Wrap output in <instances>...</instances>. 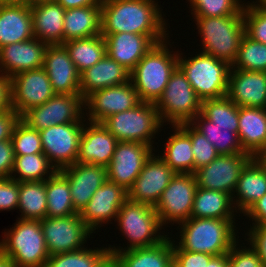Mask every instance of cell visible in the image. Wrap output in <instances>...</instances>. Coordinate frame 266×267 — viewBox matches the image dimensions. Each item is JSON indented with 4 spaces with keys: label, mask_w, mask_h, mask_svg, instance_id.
<instances>
[{
    "label": "cell",
    "mask_w": 266,
    "mask_h": 267,
    "mask_svg": "<svg viewBox=\"0 0 266 267\" xmlns=\"http://www.w3.org/2000/svg\"><path fill=\"white\" fill-rule=\"evenodd\" d=\"M237 242L232 246L228 252V267H264L262 260L257 252L250 247L238 245ZM239 246V247H238Z\"/></svg>",
    "instance_id": "7dc6e473"
},
{
    "label": "cell",
    "mask_w": 266,
    "mask_h": 267,
    "mask_svg": "<svg viewBox=\"0 0 266 267\" xmlns=\"http://www.w3.org/2000/svg\"><path fill=\"white\" fill-rule=\"evenodd\" d=\"M140 102L136 89L131 81H128L91 93L84 100V108L87 121L102 123L109 116L132 109Z\"/></svg>",
    "instance_id": "e0dca14e"
},
{
    "label": "cell",
    "mask_w": 266,
    "mask_h": 267,
    "mask_svg": "<svg viewBox=\"0 0 266 267\" xmlns=\"http://www.w3.org/2000/svg\"><path fill=\"white\" fill-rule=\"evenodd\" d=\"M111 258L109 249L83 248L78 251L49 256L45 267H103Z\"/></svg>",
    "instance_id": "ab89813d"
},
{
    "label": "cell",
    "mask_w": 266,
    "mask_h": 267,
    "mask_svg": "<svg viewBox=\"0 0 266 267\" xmlns=\"http://www.w3.org/2000/svg\"><path fill=\"white\" fill-rule=\"evenodd\" d=\"M155 147L141 142H118L111 162L106 166L108 181L127 191L142 171ZM153 150V151H152Z\"/></svg>",
    "instance_id": "2e32d148"
},
{
    "label": "cell",
    "mask_w": 266,
    "mask_h": 267,
    "mask_svg": "<svg viewBox=\"0 0 266 267\" xmlns=\"http://www.w3.org/2000/svg\"><path fill=\"white\" fill-rule=\"evenodd\" d=\"M194 17L243 15L242 0H188ZM242 3V4H241Z\"/></svg>",
    "instance_id": "7bdbcfd3"
},
{
    "label": "cell",
    "mask_w": 266,
    "mask_h": 267,
    "mask_svg": "<svg viewBox=\"0 0 266 267\" xmlns=\"http://www.w3.org/2000/svg\"><path fill=\"white\" fill-rule=\"evenodd\" d=\"M244 216L252 220V225H266V194L258 199L245 213Z\"/></svg>",
    "instance_id": "db71d44e"
},
{
    "label": "cell",
    "mask_w": 266,
    "mask_h": 267,
    "mask_svg": "<svg viewBox=\"0 0 266 267\" xmlns=\"http://www.w3.org/2000/svg\"><path fill=\"white\" fill-rule=\"evenodd\" d=\"M198 34L202 37V53L211 55L232 66L245 35L243 15L195 17Z\"/></svg>",
    "instance_id": "277c9868"
},
{
    "label": "cell",
    "mask_w": 266,
    "mask_h": 267,
    "mask_svg": "<svg viewBox=\"0 0 266 267\" xmlns=\"http://www.w3.org/2000/svg\"><path fill=\"white\" fill-rule=\"evenodd\" d=\"M0 267H16L12 260L0 252Z\"/></svg>",
    "instance_id": "680465c9"
},
{
    "label": "cell",
    "mask_w": 266,
    "mask_h": 267,
    "mask_svg": "<svg viewBox=\"0 0 266 267\" xmlns=\"http://www.w3.org/2000/svg\"><path fill=\"white\" fill-rule=\"evenodd\" d=\"M255 2V4H262V5H266V0H257V1H252V3H254Z\"/></svg>",
    "instance_id": "e7e4bbea"
},
{
    "label": "cell",
    "mask_w": 266,
    "mask_h": 267,
    "mask_svg": "<svg viewBox=\"0 0 266 267\" xmlns=\"http://www.w3.org/2000/svg\"><path fill=\"white\" fill-rule=\"evenodd\" d=\"M19 204V182L13 178H0V211L16 209Z\"/></svg>",
    "instance_id": "c3c4849f"
},
{
    "label": "cell",
    "mask_w": 266,
    "mask_h": 267,
    "mask_svg": "<svg viewBox=\"0 0 266 267\" xmlns=\"http://www.w3.org/2000/svg\"><path fill=\"white\" fill-rule=\"evenodd\" d=\"M227 97L238 107L266 108V72L231 69Z\"/></svg>",
    "instance_id": "7402d4cb"
},
{
    "label": "cell",
    "mask_w": 266,
    "mask_h": 267,
    "mask_svg": "<svg viewBox=\"0 0 266 267\" xmlns=\"http://www.w3.org/2000/svg\"><path fill=\"white\" fill-rule=\"evenodd\" d=\"M101 35L121 32L149 36L156 44L166 40L167 26L155 0H102Z\"/></svg>",
    "instance_id": "6da1fadb"
},
{
    "label": "cell",
    "mask_w": 266,
    "mask_h": 267,
    "mask_svg": "<svg viewBox=\"0 0 266 267\" xmlns=\"http://www.w3.org/2000/svg\"><path fill=\"white\" fill-rule=\"evenodd\" d=\"M155 105L163 124L190 123L201 112V100L179 67L172 73Z\"/></svg>",
    "instance_id": "9c48e42d"
},
{
    "label": "cell",
    "mask_w": 266,
    "mask_h": 267,
    "mask_svg": "<svg viewBox=\"0 0 266 267\" xmlns=\"http://www.w3.org/2000/svg\"><path fill=\"white\" fill-rule=\"evenodd\" d=\"M130 81V72L107 54L80 73V93L85 100L91 93Z\"/></svg>",
    "instance_id": "484cf974"
},
{
    "label": "cell",
    "mask_w": 266,
    "mask_h": 267,
    "mask_svg": "<svg viewBox=\"0 0 266 267\" xmlns=\"http://www.w3.org/2000/svg\"><path fill=\"white\" fill-rule=\"evenodd\" d=\"M19 219L42 220L46 217L47 196L45 181L19 182Z\"/></svg>",
    "instance_id": "d590c367"
},
{
    "label": "cell",
    "mask_w": 266,
    "mask_h": 267,
    "mask_svg": "<svg viewBox=\"0 0 266 267\" xmlns=\"http://www.w3.org/2000/svg\"><path fill=\"white\" fill-rule=\"evenodd\" d=\"M190 138L192 151L194 154V172L209 163H211L220 154L203 134L197 131L190 123L178 125Z\"/></svg>",
    "instance_id": "f6af8a7d"
},
{
    "label": "cell",
    "mask_w": 266,
    "mask_h": 267,
    "mask_svg": "<svg viewBox=\"0 0 266 267\" xmlns=\"http://www.w3.org/2000/svg\"><path fill=\"white\" fill-rule=\"evenodd\" d=\"M65 9L81 8L92 5H101L102 0H55Z\"/></svg>",
    "instance_id": "9f6ffc18"
},
{
    "label": "cell",
    "mask_w": 266,
    "mask_h": 267,
    "mask_svg": "<svg viewBox=\"0 0 266 267\" xmlns=\"http://www.w3.org/2000/svg\"><path fill=\"white\" fill-rule=\"evenodd\" d=\"M56 171V168L49 162L44 153L15 155L10 177L18 182L45 181Z\"/></svg>",
    "instance_id": "f35d334b"
},
{
    "label": "cell",
    "mask_w": 266,
    "mask_h": 267,
    "mask_svg": "<svg viewBox=\"0 0 266 267\" xmlns=\"http://www.w3.org/2000/svg\"><path fill=\"white\" fill-rule=\"evenodd\" d=\"M232 196L228 193L197 187L191 217L235 219ZM234 212H236L234 214Z\"/></svg>",
    "instance_id": "d6a6232c"
},
{
    "label": "cell",
    "mask_w": 266,
    "mask_h": 267,
    "mask_svg": "<svg viewBox=\"0 0 266 267\" xmlns=\"http://www.w3.org/2000/svg\"><path fill=\"white\" fill-rule=\"evenodd\" d=\"M16 221L9 231H4L0 252L16 267H45L49 253L40 221L19 218Z\"/></svg>",
    "instance_id": "8992f818"
},
{
    "label": "cell",
    "mask_w": 266,
    "mask_h": 267,
    "mask_svg": "<svg viewBox=\"0 0 266 267\" xmlns=\"http://www.w3.org/2000/svg\"><path fill=\"white\" fill-rule=\"evenodd\" d=\"M127 199L128 191L124 187L107 180L94 192L80 216L94 232L102 224L115 221L119 209Z\"/></svg>",
    "instance_id": "d6986e66"
},
{
    "label": "cell",
    "mask_w": 266,
    "mask_h": 267,
    "mask_svg": "<svg viewBox=\"0 0 266 267\" xmlns=\"http://www.w3.org/2000/svg\"><path fill=\"white\" fill-rule=\"evenodd\" d=\"M109 57L131 72L145 54L156 44L149 36L128 32L102 35Z\"/></svg>",
    "instance_id": "d4e9b609"
},
{
    "label": "cell",
    "mask_w": 266,
    "mask_h": 267,
    "mask_svg": "<svg viewBox=\"0 0 266 267\" xmlns=\"http://www.w3.org/2000/svg\"><path fill=\"white\" fill-rule=\"evenodd\" d=\"M206 267H228V253L214 256Z\"/></svg>",
    "instance_id": "6f0895ef"
},
{
    "label": "cell",
    "mask_w": 266,
    "mask_h": 267,
    "mask_svg": "<svg viewBox=\"0 0 266 267\" xmlns=\"http://www.w3.org/2000/svg\"><path fill=\"white\" fill-rule=\"evenodd\" d=\"M235 219L190 217L179 223V244L173 240V249L202 252L212 256L227 254L237 242Z\"/></svg>",
    "instance_id": "7a4b0ae2"
},
{
    "label": "cell",
    "mask_w": 266,
    "mask_h": 267,
    "mask_svg": "<svg viewBox=\"0 0 266 267\" xmlns=\"http://www.w3.org/2000/svg\"><path fill=\"white\" fill-rule=\"evenodd\" d=\"M86 124H84L79 140L77 163H88L106 167L111 162L119 141L102 123L86 122Z\"/></svg>",
    "instance_id": "cb8c5ba5"
},
{
    "label": "cell",
    "mask_w": 266,
    "mask_h": 267,
    "mask_svg": "<svg viewBox=\"0 0 266 267\" xmlns=\"http://www.w3.org/2000/svg\"><path fill=\"white\" fill-rule=\"evenodd\" d=\"M63 45L79 73L95 65L107 54L105 39L101 34L69 40Z\"/></svg>",
    "instance_id": "8d00e7d4"
},
{
    "label": "cell",
    "mask_w": 266,
    "mask_h": 267,
    "mask_svg": "<svg viewBox=\"0 0 266 267\" xmlns=\"http://www.w3.org/2000/svg\"><path fill=\"white\" fill-rule=\"evenodd\" d=\"M255 158L258 160V162L263 166V168L266 171V149H263L261 152H259Z\"/></svg>",
    "instance_id": "91938a15"
},
{
    "label": "cell",
    "mask_w": 266,
    "mask_h": 267,
    "mask_svg": "<svg viewBox=\"0 0 266 267\" xmlns=\"http://www.w3.org/2000/svg\"><path fill=\"white\" fill-rule=\"evenodd\" d=\"M47 44L33 37L0 48V73L12 78L16 74L43 67Z\"/></svg>",
    "instance_id": "603a6c76"
},
{
    "label": "cell",
    "mask_w": 266,
    "mask_h": 267,
    "mask_svg": "<svg viewBox=\"0 0 266 267\" xmlns=\"http://www.w3.org/2000/svg\"><path fill=\"white\" fill-rule=\"evenodd\" d=\"M30 7L34 37L47 45L63 44L66 9L56 1L40 2Z\"/></svg>",
    "instance_id": "4316f807"
},
{
    "label": "cell",
    "mask_w": 266,
    "mask_h": 267,
    "mask_svg": "<svg viewBox=\"0 0 266 267\" xmlns=\"http://www.w3.org/2000/svg\"><path fill=\"white\" fill-rule=\"evenodd\" d=\"M214 126L238 127V106L227 96L201 101V112Z\"/></svg>",
    "instance_id": "60d3db41"
},
{
    "label": "cell",
    "mask_w": 266,
    "mask_h": 267,
    "mask_svg": "<svg viewBox=\"0 0 266 267\" xmlns=\"http://www.w3.org/2000/svg\"><path fill=\"white\" fill-rule=\"evenodd\" d=\"M248 238L245 240L257 252L266 267V225H250Z\"/></svg>",
    "instance_id": "f907efd6"
},
{
    "label": "cell",
    "mask_w": 266,
    "mask_h": 267,
    "mask_svg": "<svg viewBox=\"0 0 266 267\" xmlns=\"http://www.w3.org/2000/svg\"><path fill=\"white\" fill-rule=\"evenodd\" d=\"M102 124L119 142H141L151 147L152 138L164 126L155 103L142 101L132 109L109 116Z\"/></svg>",
    "instance_id": "ba28073f"
},
{
    "label": "cell",
    "mask_w": 266,
    "mask_h": 267,
    "mask_svg": "<svg viewBox=\"0 0 266 267\" xmlns=\"http://www.w3.org/2000/svg\"><path fill=\"white\" fill-rule=\"evenodd\" d=\"M43 68L56 94H81L80 73L63 44L47 45Z\"/></svg>",
    "instance_id": "44dd1931"
},
{
    "label": "cell",
    "mask_w": 266,
    "mask_h": 267,
    "mask_svg": "<svg viewBox=\"0 0 266 267\" xmlns=\"http://www.w3.org/2000/svg\"><path fill=\"white\" fill-rule=\"evenodd\" d=\"M83 127L84 123H68L39 131L43 153L56 170L77 163Z\"/></svg>",
    "instance_id": "9a60e30c"
},
{
    "label": "cell",
    "mask_w": 266,
    "mask_h": 267,
    "mask_svg": "<svg viewBox=\"0 0 266 267\" xmlns=\"http://www.w3.org/2000/svg\"><path fill=\"white\" fill-rule=\"evenodd\" d=\"M234 194L236 196H232V201L235 210L243 214L266 194V171L255 157L242 170Z\"/></svg>",
    "instance_id": "f546056e"
},
{
    "label": "cell",
    "mask_w": 266,
    "mask_h": 267,
    "mask_svg": "<svg viewBox=\"0 0 266 267\" xmlns=\"http://www.w3.org/2000/svg\"><path fill=\"white\" fill-rule=\"evenodd\" d=\"M102 6L66 9L63 21L64 42L101 34Z\"/></svg>",
    "instance_id": "1f68e13d"
},
{
    "label": "cell",
    "mask_w": 266,
    "mask_h": 267,
    "mask_svg": "<svg viewBox=\"0 0 266 267\" xmlns=\"http://www.w3.org/2000/svg\"><path fill=\"white\" fill-rule=\"evenodd\" d=\"M231 69L266 72V44L253 41L245 34Z\"/></svg>",
    "instance_id": "b9f144b4"
},
{
    "label": "cell",
    "mask_w": 266,
    "mask_h": 267,
    "mask_svg": "<svg viewBox=\"0 0 266 267\" xmlns=\"http://www.w3.org/2000/svg\"><path fill=\"white\" fill-rule=\"evenodd\" d=\"M40 223L49 256L83 249L93 233L79 213L67 217H45Z\"/></svg>",
    "instance_id": "8fae6325"
},
{
    "label": "cell",
    "mask_w": 266,
    "mask_h": 267,
    "mask_svg": "<svg viewBox=\"0 0 266 267\" xmlns=\"http://www.w3.org/2000/svg\"><path fill=\"white\" fill-rule=\"evenodd\" d=\"M178 54V67L185 74L201 101L227 96L231 67L228 63L205 53L182 58Z\"/></svg>",
    "instance_id": "52a82bcc"
},
{
    "label": "cell",
    "mask_w": 266,
    "mask_h": 267,
    "mask_svg": "<svg viewBox=\"0 0 266 267\" xmlns=\"http://www.w3.org/2000/svg\"><path fill=\"white\" fill-rule=\"evenodd\" d=\"M46 196V217L57 218L77 214L72 203L69 182L58 170L46 179Z\"/></svg>",
    "instance_id": "74e56055"
},
{
    "label": "cell",
    "mask_w": 266,
    "mask_h": 267,
    "mask_svg": "<svg viewBox=\"0 0 266 267\" xmlns=\"http://www.w3.org/2000/svg\"><path fill=\"white\" fill-rule=\"evenodd\" d=\"M15 154L11 140L0 142V178H10L14 165Z\"/></svg>",
    "instance_id": "816d5d0a"
},
{
    "label": "cell",
    "mask_w": 266,
    "mask_h": 267,
    "mask_svg": "<svg viewBox=\"0 0 266 267\" xmlns=\"http://www.w3.org/2000/svg\"><path fill=\"white\" fill-rule=\"evenodd\" d=\"M168 236L160 243L110 253L119 267H173V239Z\"/></svg>",
    "instance_id": "4dcf8cb0"
},
{
    "label": "cell",
    "mask_w": 266,
    "mask_h": 267,
    "mask_svg": "<svg viewBox=\"0 0 266 267\" xmlns=\"http://www.w3.org/2000/svg\"><path fill=\"white\" fill-rule=\"evenodd\" d=\"M168 39L155 44L130 72V81L142 102L156 103L178 67L179 53L172 54Z\"/></svg>",
    "instance_id": "3957f363"
},
{
    "label": "cell",
    "mask_w": 266,
    "mask_h": 267,
    "mask_svg": "<svg viewBox=\"0 0 266 267\" xmlns=\"http://www.w3.org/2000/svg\"><path fill=\"white\" fill-rule=\"evenodd\" d=\"M243 18L245 34L253 41L266 44V5L245 4Z\"/></svg>",
    "instance_id": "bcb514c9"
},
{
    "label": "cell",
    "mask_w": 266,
    "mask_h": 267,
    "mask_svg": "<svg viewBox=\"0 0 266 267\" xmlns=\"http://www.w3.org/2000/svg\"><path fill=\"white\" fill-rule=\"evenodd\" d=\"M213 257L207 253L173 249V267H206Z\"/></svg>",
    "instance_id": "681fc988"
},
{
    "label": "cell",
    "mask_w": 266,
    "mask_h": 267,
    "mask_svg": "<svg viewBox=\"0 0 266 267\" xmlns=\"http://www.w3.org/2000/svg\"><path fill=\"white\" fill-rule=\"evenodd\" d=\"M34 37L31 7L0 4V48Z\"/></svg>",
    "instance_id": "83f0119b"
},
{
    "label": "cell",
    "mask_w": 266,
    "mask_h": 267,
    "mask_svg": "<svg viewBox=\"0 0 266 267\" xmlns=\"http://www.w3.org/2000/svg\"><path fill=\"white\" fill-rule=\"evenodd\" d=\"M175 130L167 137L166 145L163 144L162 158L175 173L194 174V154L191 138L178 126L172 125Z\"/></svg>",
    "instance_id": "836d02e7"
},
{
    "label": "cell",
    "mask_w": 266,
    "mask_h": 267,
    "mask_svg": "<svg viewBox=\"0 0 266 267\" xmlns=\"http://www.w3.org/2000/svg\"><path fill=\"white\" fill-rule=\"evenodd\" d=\"M83 106L81 94H55L44 104L28 110L21 119L37 131L60 124L83 123L86 121L82 116Z\"/></svg>",
    "instance_id": "30bf717a"
},
{
    "label": "cell",
    "mask_w": 266,
    "mask_h": 267,
    "mask_svg": "<svg viewBox=\"0 0 266 267\" xmlns=\"http://www.w3.org/2000/svg\"><path fill=\"white\" fill-rule=\"evenodd\" d=\"M20 118L12 108L0 111V142L11 140L13 129Z\"/></svg>",
    "instance_id": "f5cc1de1"
},
{
    "label": "cell",
    "mask_w": 266,
    "mask_h": 267,
    "mask_svg": "<svg viewBox=\"0 0 266 267\" xmlns=\"http://www.w3.org/2000/svg\"><path fill=\"white\" fill-rule=\"evenodd\" d=\"M55 94L43 67L20 72L10 78L11 108L20 117L31 108L44 104Z\"/></svg>",
    "instance_id": "4fadbf2b"
},
{
    "label": "cell",
    "mask_w": 266,
    "mask_h": 267,
    "mask_svg": "<svg viewBox=\"0 0 266 267\" xmlns=\"http://www.w3.org/2000/svg\"><path fill=\"white\" fill-rule=\"evenodd\" d=\"M238 138L253 157L266 149V108L238 107Z\"/></svg>",
    "instance_id": "f1b7e54d"
},
{
    "label": "cell",
    "mask_w": 266,
    "mask_h": 267,
    "mask_svg": "<svg viewBox=\"0 0 266 267\" xmlns=\"http://www.w3.org/2000/svg\"><path fill=\"white\" fill-rule=\"evenodd\" d=\"M103 267H119L118 264L112 259L110 258Z\"/></svg>",
    "instance_id": "6125c7cd"
},
{
    "label": "cell",
    "mask_w": 266,
    "mask_h": 267,
    "mask_svg": "<svg viewBox=\"0 0 266 267\" xmlns=\"http://www.w3.org/2000/svg\"><path fill=\"white\" fill-rule=\"evenodd\" d=\"M122 235L129 241L127 247L108 246L109 253H118L134 248L150 247L162 242L167 236L153 206L127 199L118 211L116 220ZM121 248V249H120Z\"/></svg>",
    "instance_id": "5b68a950"
},
{
    "label": "cell",
    "mask_w": 266,
    "mask_h": 267,
    "mask_svg": "<svg viewBox=\"0 0 266 267\" xmlns=\"http://www.w3.org/2000/svg\"><path fill=\"white\" fill-rule=\"evenodd\" d=\"M10 108V78L0 73V111Z\"/></svg>",
    "instance_id": "11a10c76"
},
{
    "label": "cell",
    "mask_w": 266,
    "mask_h": 267,
    "mask_svg": "<svg viewBox=\"0 0 266 267\" xmlns=\"http://www.w3.org/2000/svg\"><path fill=\"white\" fill-rule=\"evenodd\" d=\"M175 174L159 154L153 153L128 190V199L155 207Z\"/></svg>",
    "instance_id": "ac0fdd59"
},
{
    "label": "cell",
    "mask_w": 266,
    "mask_h": 267,
    "mask_svg": "<svg viewBox=\"0 0 266 267\" xmlns=\"http://www.w3.org/2000/svg\"><path fill=\"white\" fill-rule=\"evenodd\" d=\"M69 182L74 209L81 213L94 192L107 180V169L102 165L74 163L58 170Z\"/></svg>",
    "instance_id": "ffe728a7"
},
{
    "label": "cell",
    "mask_w": 266,
    "mask_h": 267,
    "mask_svg": "<svg viewBox=\"0 0 266 267\" xmlns=\"http://www.w3.org/2000/svg\"><path fill=\"white\" fill-rule=\"evenodd\" d=\"M196 189L194 174H175L154 207L163 227L169 223L179 224L191 217Z\"/></svg>",
    "instance_id": "7c38bea8"
},
{
    "label": "cell",
    "mask_w": 266,
    "mask_h": 267,
    "mask_svg": "<svg viewBox=\"0 0 266 267\" xmlns=\"http://www.w3.org/2000/svg\"><path fill=\"white\" fill-rule=\"evenodd\" d=\"M252 158L253 156L248 153L219 155L211 163L194 172L197 187L235 196L234 191L240 174Z\"/></svg>",
    "instance_id": "5bb4252c"
},
{
    "label": "cell",
    "mask_w": 266,
    "mask_h": 267,
    "mask_svg": "<svg viewBox=\"0 0 266 267\" xmlns=\"http://www.w3.org/2000/svg\"><path fill=\"white\" fill-rule=\"evenodd\" d=\"M48 1H55V0H26V4L31 6L33 4H37L40 2H48Z\"/></svg>",
    "instance_id": "be15d7a7"
},
{
    "label": "cell",
    "mask_w": 266,
    "mask_h": 267,
    "mask_svg": "<svg viewBox=\"0 0 266 267\" xmlns=\"http://www.w3.org/2000/svg\"><path fill=\"white\" fill-rule=\"evenodd\" d=\"M190 124L214 145L220 155L246 153L238 138V127L214 126V123L201 113Z\"/></svg>",
    "instance_id": "e575fe53"
},
{
    "label": "cell",
    "mask_w": 266,
    "mask_h": 267,
    "mask_svg": "<svg viewBox=\"0 0 266 267\" xmlns=\"http://www.w3.org/2000/svg\"><path fill=\"white\" fill-rule=\"evenodd\" d=\"M11 141L15 155L43 153L40 132L32 129L21 118L13 129Z\"/></svg>",
    "instance_id": "ee69618b"
},
{
    "label": "cell",
    "mask_w": 266,
    "mask_h": 267,
    "mask_svg": "<svg viewBox=\"0 0 266 267\" xmlns=\"http://www.w3.org/2000/svg\"><path fill=\"white\" fill-rule=\"evenodd\" d=\"M0 4H26V0H0Z\"/></svg>",
    "instance_id": "94428289"
}]
</instances>
